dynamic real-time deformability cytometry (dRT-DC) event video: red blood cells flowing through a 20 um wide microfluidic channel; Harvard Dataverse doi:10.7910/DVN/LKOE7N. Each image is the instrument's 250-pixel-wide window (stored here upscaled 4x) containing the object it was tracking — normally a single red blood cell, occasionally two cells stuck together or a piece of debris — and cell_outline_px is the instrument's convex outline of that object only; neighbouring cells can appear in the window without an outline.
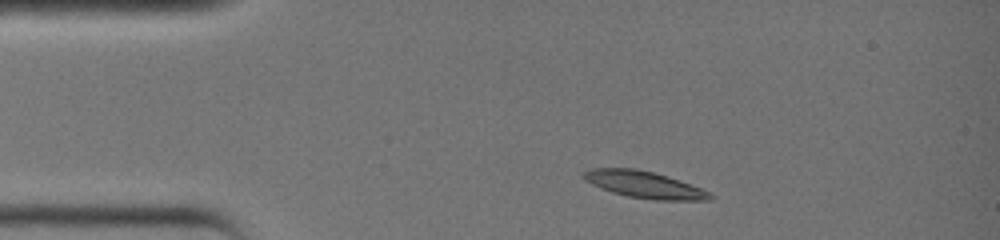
{"species": "common noctule bat (a hibernating species)", "species_latin": "Nyctalus noctula", "temperature_condition": "warm", "stored_images_in_passage": 31, "camera_frame_rate_fps": 3000, "um_per_image_px": 0.085, "animal": {"sex": "female", "body_mass_g": 19.0, "forearm_length_mm": 51.5}, "frame": {"image": 1, "passage_image": 3, "time_ms": 0.667, "image_size_px": [1000, 240], "cell_outline_px": [[716, 196], [712, 200], [652, 200], [628, 196], [612, 192], [600, 188], [584, 180], [580, 176], [580, 172], [592, 168], [636, 168], [668, 176], [700, 188]], "centroid_in_image_um": [54.72, 15.69], "position_along_channel_um": 30.3, "area_um2": 19.88}}
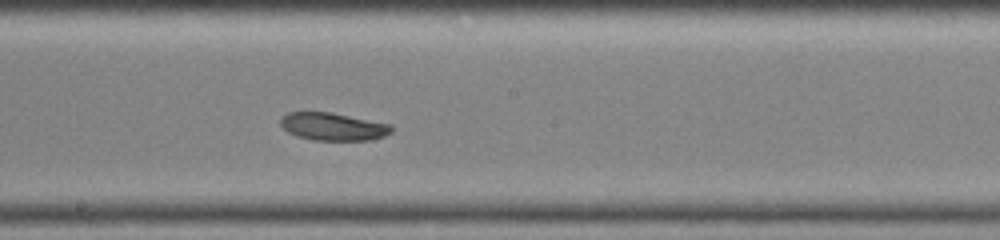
{"frame": {"image": 2, "passage_image": 17, "time_ms": 5.333, "image_size_px": [1000, 240], "cell_outline_px": [[392, 132], [384, 136], [372, 140], [312, 140], [296, 136], [288, 132], [280, 124], [280, 120], [288, 112], [332, 112], [392, 124]], "centroid_in_image_um": [28.34, 10.76], "position_along_channel_um": 219.9, "area_um2": 18.03}}
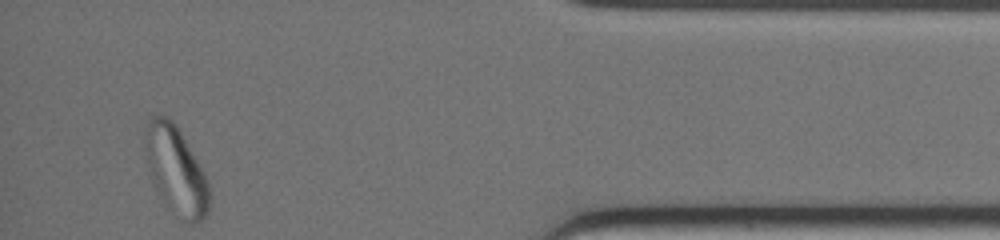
{"frame": {"image": 3, "passage_image": 31, "time_ms": 10.0, "image_size_px": [1000, 240], "cell_outline_px": [[212, 204], [208, 212], [200, 224], [188, 224], [164, 200], [156, 188], [148, 172], [144, 156], [144, 120], [156, 112], [168, 116], [176, 124], [208, 180]], "centroid_in_image_um": [14.93, 14.41], "position_along_channel_um": 420.3, "area_um2": 33.58}}